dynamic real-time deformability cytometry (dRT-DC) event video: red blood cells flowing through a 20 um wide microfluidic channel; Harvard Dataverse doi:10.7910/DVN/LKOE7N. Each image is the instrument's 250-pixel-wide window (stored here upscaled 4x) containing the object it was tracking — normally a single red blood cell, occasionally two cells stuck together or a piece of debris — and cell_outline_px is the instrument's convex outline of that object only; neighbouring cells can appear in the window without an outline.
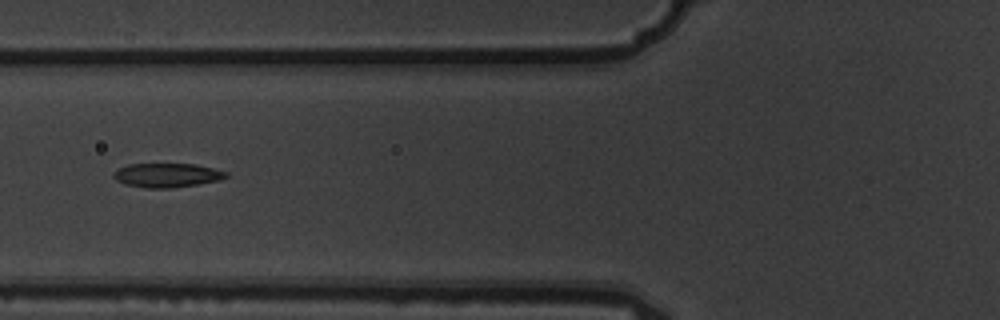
{"species": "common noctule bat (a hibernating species)", "species_latin": "Nyctalus noctula", "temperature_condition": "warm", "stored_images_in_passage": 9, "camera_frame_rate_fps": 3000, "um_per_image_px": 0.085, "animal": {"sex": "male", "body_mass_g": 19.5, "forearm_length_mm": 54.6}, "frame": {"image": 1, "passage_image": 6, "time_ms": 1.667, "image_size_px": [1000, 320], "cell_outline_px": [[228, 176], [220, 180], [172, 188], [148, 188], [124, 184], [116, 180], [112, 176], [112, 172], [116, 168], [128, 164], [196, 164], [228, 172]], "centroid_in_image_um": [14.15, 14.89], "position_along_channel_um": 111.7, "area_um2": 15.9}}
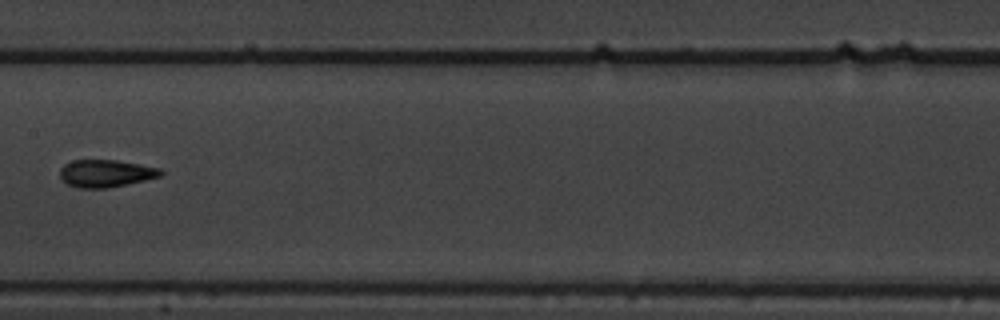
{"frame": {"image": 2, "passage_image": 8, "time_ms": 2.333, "image_size_px": [1000, 320], "cell_outline_px": [[164, 172], [160, 176], [144, 180], [108, 188], [76, 188], [68, 184], [60, 176], [60, 168], [64, 164], [72, 160], [116, 160], [140, 164], [160, 168]], "centroid_in_image_um": [8.98, 14.73], "position_along_channel_um": 198.4, "area_um2": 16.07}}
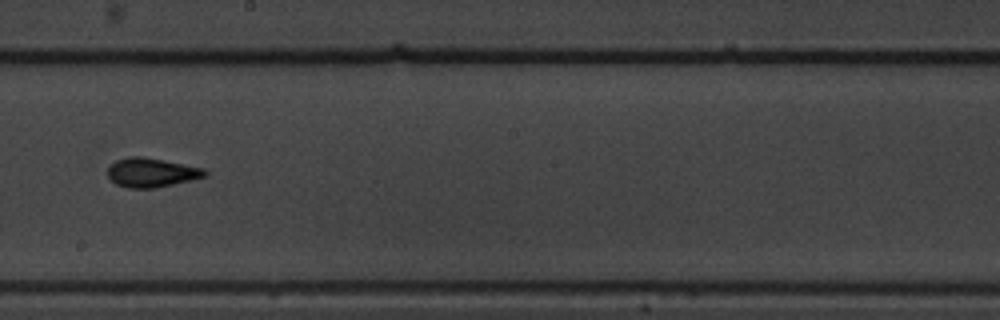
{"frame": {"image": 3, "passage_image": 9, "time_ms": 2.667, "image_size_px": [1000, 320], "cell_outline_px": [[208, 172], [204, 176], [172, 184], [152, 188], [128, 188], [116, 184], [108, 176], [108, 168], [116, 160], [128, 156], [140, 156], [204, 168]], "centroid_in_image_um": [12.83, 14.66], "position_along_channel_um": 235.4, "area_um2": 16.13}}